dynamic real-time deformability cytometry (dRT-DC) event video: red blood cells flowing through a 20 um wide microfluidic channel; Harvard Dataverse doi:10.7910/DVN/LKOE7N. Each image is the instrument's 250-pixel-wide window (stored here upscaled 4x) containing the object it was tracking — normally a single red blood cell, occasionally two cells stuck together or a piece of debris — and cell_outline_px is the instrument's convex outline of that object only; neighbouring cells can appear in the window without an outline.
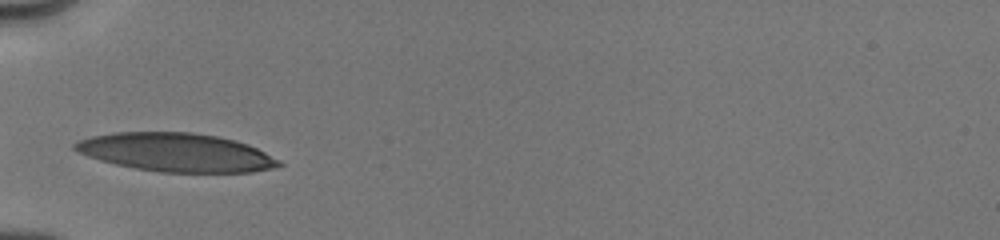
{"species": "human", "species_latin": "Homo sapiens", "temperature_condition": "cold", "stored_images_in_passage": 1, "camera_frame_rate_fps": 3000, "um_per_image_px": 0.085, "donor": {"sex": "male"}, "frame": {"image": 1, "passage_image": 1, "time_ms": 0.0, "image_size_px": [1000, 240], "cell_outline_px": [[284, 164], [272, 168], [252, 172], [160, 172], [136, 168], [116, 164], [100, 160], [88, 156], [72, 148], [72, 144], [80, 140], [92, 136], [116, 132], [192, 132], [216, 136], [236, 140], [248, 144], [280, 160]], "centroid_in_image_um": [14.98, 12.95], "position_along_channel_um": 70.0, "area_um2": 45.55}}